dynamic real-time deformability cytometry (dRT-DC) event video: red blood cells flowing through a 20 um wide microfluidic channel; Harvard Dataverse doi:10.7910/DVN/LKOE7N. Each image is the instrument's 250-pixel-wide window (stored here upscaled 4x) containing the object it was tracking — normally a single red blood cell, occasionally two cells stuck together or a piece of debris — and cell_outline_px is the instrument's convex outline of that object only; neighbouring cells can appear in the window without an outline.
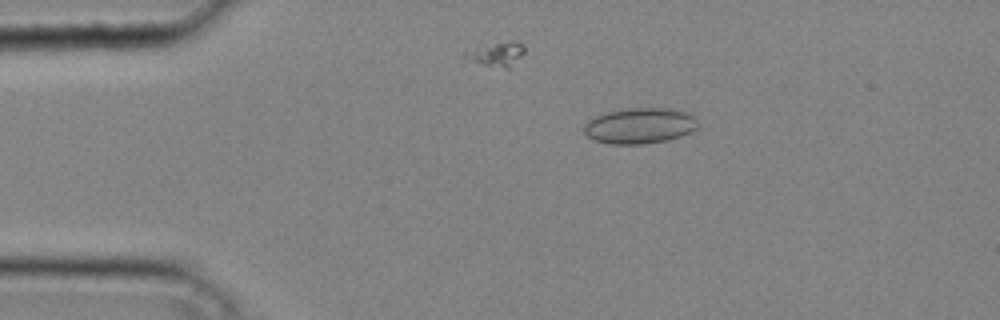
{"species": "common noctule bat (a hibernating species)", "species_latin": "Nyctalus noctula", "temperature_condition": "cold", "stored_images_in_passage": 38, "camera_frame_rate_fps": 3000, "um_per_image_px": 0.085, "animal": {"sex": "male", "body_mass_g": 20.4}, "frame": {"image": 1, "passage_image": 8, "time_ms": 2.333, "image_size_px": [1000, 320], "cell_outline_px": [[696, 128], [692, 132], [680, 136], [664, 140], [644, 144], [608, 144], [596, 140], [588, 136], [584, 132], [584, 124], [588, 120], [596, 116], [608, 112], [628, 108], [672, 108], [692, 112], [696, 116]], "centroid_in_image_um": [54.41, 10.67], "position_along_channel_um": 30.6, "area_um2": 23.81}}
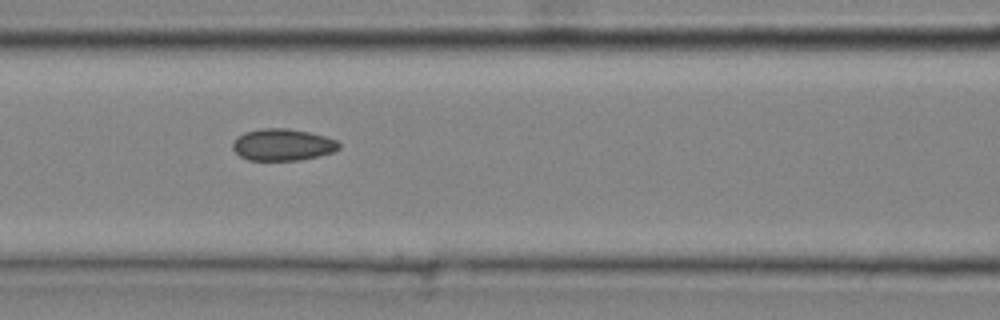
{"frame": {"image": 2, "passage_image": 18, "time_ms": 5.667, "image_size_px": [1000, 320], "cell_outline_px": [[340, 148], [332, 152], [300, 160], [248, 160], [240, 156], [232, 148], [232, 140], [236, 136], [244, 132], [264, 128], [288, 128], [308, 132], [324, 136], [336, 140], [340, 144]], "centroid_in_image_um": [23.98, 12.29], "position_along_channel_um": 142.6, "area_um2": 19.71}}
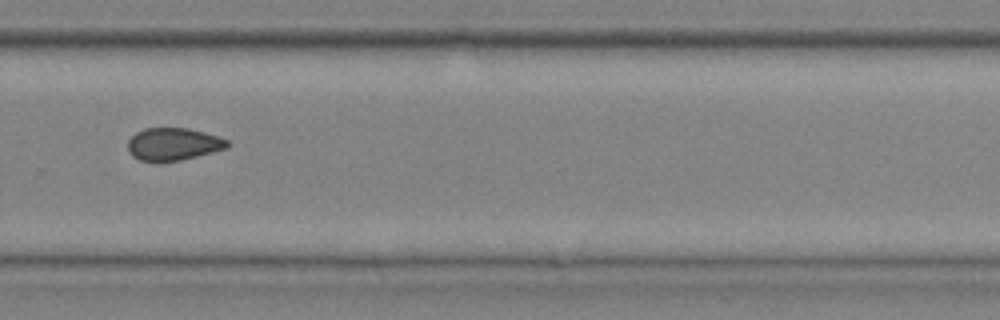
{"frame": {"image": 3, "passage_image": 29, "time_ms": 9.333, "image_size_px": [1000, 320], "cell_outline_px": [[228, 148], [180, 160], [156, 164], [140, 160], [132, 156], [128, 152], [128, 140], [136, 132], [144, 128], [188, 128], [204, 132], [228, 140]], "centroid_in_image_um": [14.67, 12.27], "position_along_channel_um": 315.1, "area_um2": 19.13}}